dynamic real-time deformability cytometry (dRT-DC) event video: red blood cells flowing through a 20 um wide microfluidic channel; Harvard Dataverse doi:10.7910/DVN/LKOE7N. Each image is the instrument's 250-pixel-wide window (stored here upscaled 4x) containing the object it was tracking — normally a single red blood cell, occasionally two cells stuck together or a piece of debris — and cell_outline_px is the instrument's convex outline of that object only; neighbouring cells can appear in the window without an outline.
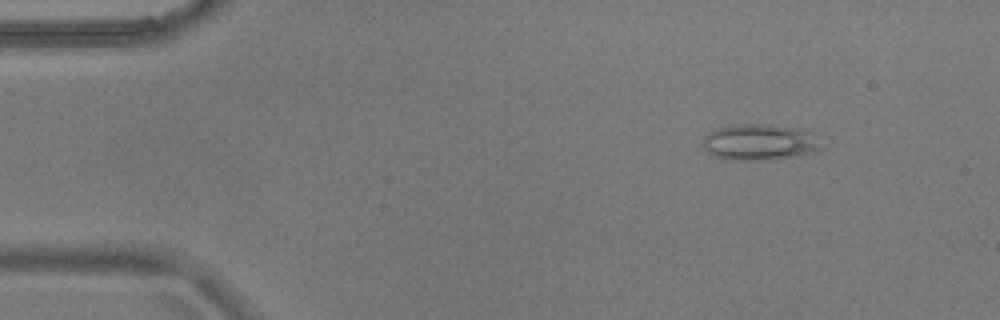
{"species": "common noctule bat (a hibernating species)", "species_latin": "Nyctalus noctula", "temperature_condition": "warm", "stored_images_in_passage": 55, "camera_frame_rate_fps": 3000, "um_per_image_px": 0.085, "animal": {"sex": "male", "body_mass_g": 17.9}, "frame": {"image": 1, "passage_image": 7, "time_ms": 2.0, "image_size_px": [1000, 320], "cell_outline_px": [[820, 148], [808, 152], [788, 156], [756, 160], [732, 160], [712, 156], [704, 148], [704, 136], [708, 132], [716, 128], [736, 124], [768, 124], [792, 128], [804, 132]], "centroid_in_image_um": [64.32, 12.08], "position_along_channel_um": 20.7, "area_um2": 23.58}}
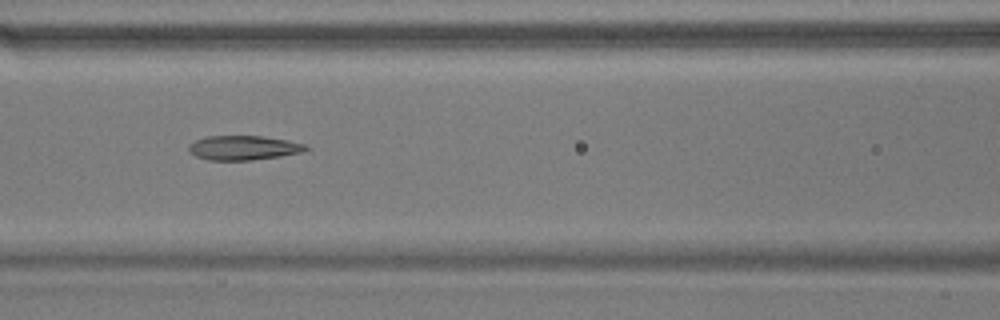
{"frame": {"image": 2, "passage_image": 24, "time_ms": 7.667, "image_size_px": [1000, 320], "cell_outline_px": [[312, 148], [300, 152], [280, 156], [252, 160], [208, 160], [196, 156], [188, 148], [188, 144], [196, 140], [208, 136], [264, 136], [288, 140], [304, 144]], "centroid_in_image_um": [20.71, 12.56], "position_along_channel_um": 145.9, "area_um2": 16.59}}
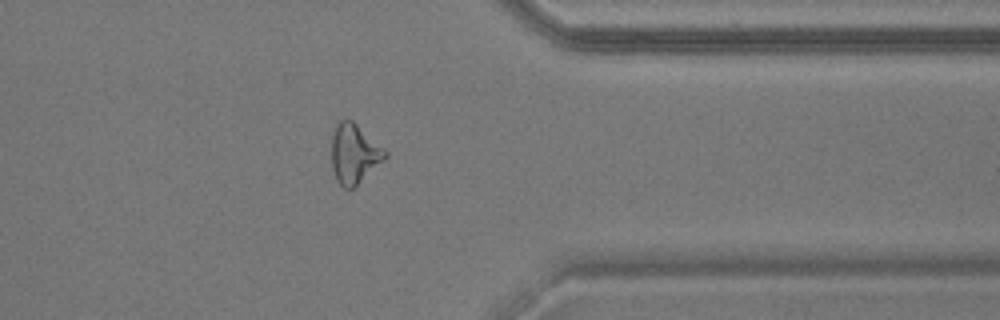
{"frame": {"image": 3, "passage_image": 44, "time_ms": 14.333, "image_size_px": [1000, 320], "cell_outline_px": [[388, 156], [384, 160], [352, 188], [344, 188], [336, 180], [332, 168], [332, 136], [336, 120], [352, 120], [384, 148], [388, 152]], "centroid_in_image_um": [30.09, 13.04], "position_along_channel_um": 381.3, "area_um2": 18.44}, "authors_computed_cell_mechanics": {"area_um2": 18.496, "velocity_mm_per_s": 3.6725, "shape_relaxation_time_tau1_ms": null, "shape_relaxation_time_tau2_ms": 3.1655, "deformation_change_tau1": null, "deformation_change_tau2": 0.1286}}